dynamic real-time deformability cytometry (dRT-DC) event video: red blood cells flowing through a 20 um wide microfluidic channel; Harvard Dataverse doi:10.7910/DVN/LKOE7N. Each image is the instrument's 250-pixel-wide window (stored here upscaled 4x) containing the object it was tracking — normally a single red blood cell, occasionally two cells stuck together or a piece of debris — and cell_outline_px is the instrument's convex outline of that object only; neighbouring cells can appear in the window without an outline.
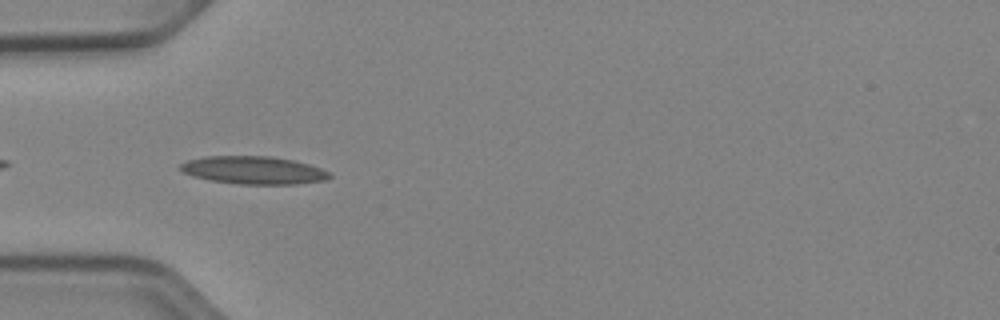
{"species": "Egyptian fruit bat (a non-hibernating species)", "species_latin": "Rousettus aegyptiacus", "temperature_condition": "cold", "stored_images_in_passage": 37, "camera_frame_rate_fps": 3000, "um_per_image_px": 0.085, "animal": {"sex": "female"}, "frame": {"image": 1, "passage_image": 2, "time_ms": 0.333, "image_size_px": [1000, 320], "cell_outline_px": [[332, 176], [324, 180], [296, 184], [236, 184], [212, 180], [192, 176], [184, 172], [180, 168], [180, 164], [188, 160], [204, 156], [268, 156], [292, 160], [308, 164], [320, 168], [328, 172]], "centroid_in_image_um": [21.53, 14.46], "position_along_channel_um": 63.5, "area_um2": 23.99}}
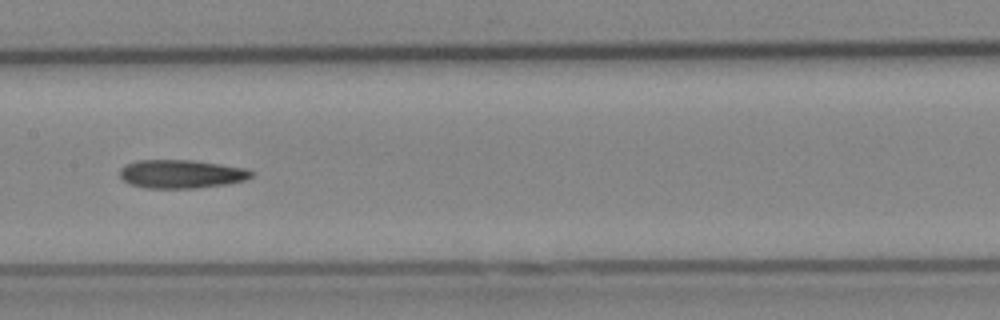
{"frame": {"image": 2, "passage_image": 12, "time_ms": 3.667, "image_size_px": [1000, 320], "cell_outline_px": [[252, 176], [244, 180], [228, 184], [196, 188], [144, 188], [128, 184], [120, 176], [120, 168], [124, 164], [136, 160], [192, 160], [220, 164], [244, 168], [252, 172]], "centroid_in_image_um": [15.35, 14.79], "position_along_channel_um": 192.1, "area_um2": 21.91}}
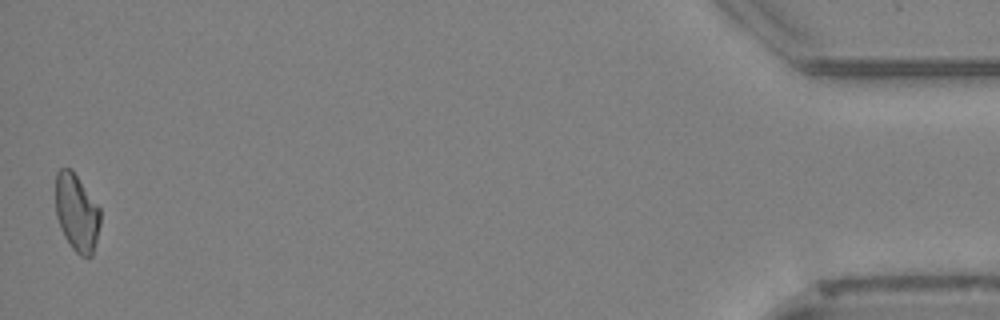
{"frame": {"image": 3, "passage_image": 37, "time_ms": 12.0, "image_size_px": [1000, 320], "cell_outline_px": [[100, 224], [92, 256], [80, 256], [72, 248], [64, 236], [60, 228], [56, 216], [56, 172], [60, 168], [72, 168], [100, 208]], "centroid_in_image_um": [6.51, 18.05], "position_along_channel_um": 428.7, "area_um2": 20.23}}